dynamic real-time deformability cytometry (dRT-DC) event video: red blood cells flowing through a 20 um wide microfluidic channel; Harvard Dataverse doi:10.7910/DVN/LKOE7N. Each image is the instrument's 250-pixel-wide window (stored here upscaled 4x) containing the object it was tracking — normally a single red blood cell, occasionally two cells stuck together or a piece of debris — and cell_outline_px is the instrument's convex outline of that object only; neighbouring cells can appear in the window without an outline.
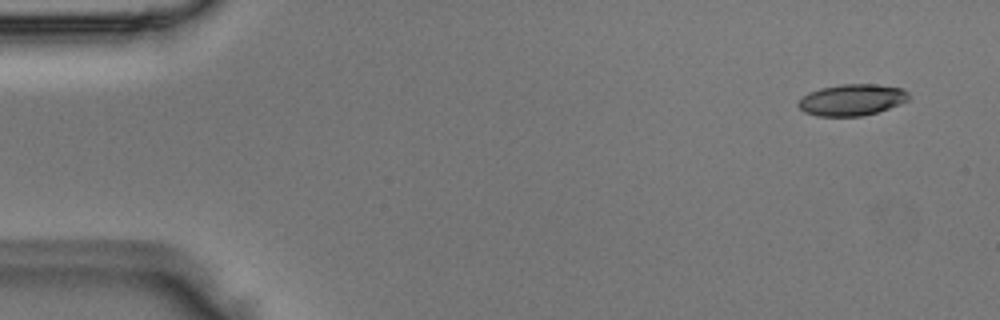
{"species": "Egyptian fruit bat (a non-hibernating species)", "species_latin": "Rousettus aegyptiacus", "temperature_condition": "room temperature", "stored_images_in_passage": 4, "camera_frame_rate_fps": 3000, "um_per_image_px": 0.085, "animal": {"sex": "male"}, "frame": {"image": 1, "passage_image": 1, "time_ms": 0.0, "image_size_px": [1000, 320], "cell_outline_px": [[908, 100], [900, 104], [876, 112], [860, 116], [816, 116], [804, 112], [796, 104], [808, 92], [820, 88], [840, 84], [876, 84], [904, 88], [908, 92]], "centroid_in_image_um": [72.4, 8.48], "position_along_channel_um": 12.6, "area_um2": 20.23}}
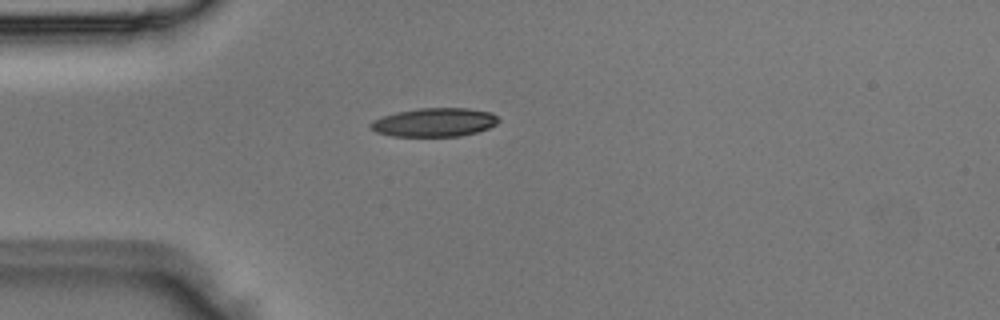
{"frame": {"image": 2, "passage_image": 3, "time_ms": 0.667, "image_size_px": [1000, 320], "cell_outline_px": [[500, 120], [496, 124], [488, 128], [476, 132], [460, 136], [392, 136], [376, 132], [368, 124], [372, 120], [396, 112], [420, 108], [468, 108], [492, 112]], "centroid_in_image_um": [36.93, 10.39], "position_along_channel_um": 48.1, "area_um2": 21.33}}